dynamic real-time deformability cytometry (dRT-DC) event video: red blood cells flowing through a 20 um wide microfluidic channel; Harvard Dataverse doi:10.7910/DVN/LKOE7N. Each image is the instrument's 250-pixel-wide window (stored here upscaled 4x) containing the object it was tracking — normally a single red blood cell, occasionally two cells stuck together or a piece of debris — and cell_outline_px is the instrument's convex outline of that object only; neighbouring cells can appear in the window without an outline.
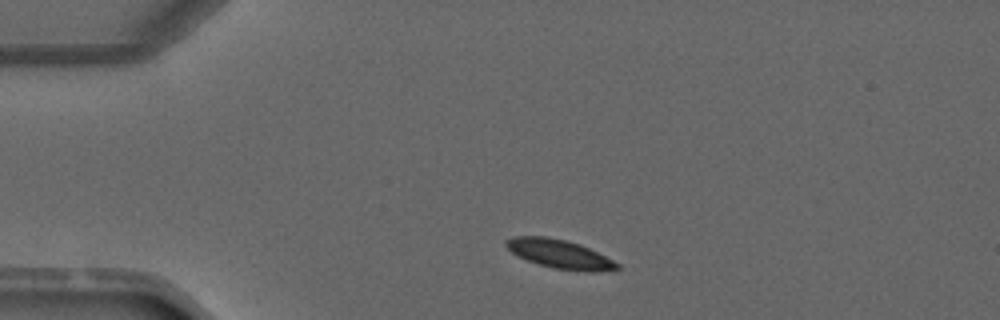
{"species": "common noctule bat (a hibernating species)", "species_latin": "Nyctalus noctula", "temperature_condition": "warm", "stored_images_in_passage": 2, "camera_frame_rate_fps": 3000, "um_per_image_px": 0.085, "animal": {"sex": "male", "forearm_length_mm": 52.5}, "frame": {"image": 1, "passage_image": 1, "time_ms": 0.0, "image_size_px": [1000, 320], "cell_outline_px": [[620, 268], [616, 272], [588, 272], [552, 268], [516, 256], [504, 244], [504, 240], [516, 236], [544, 236], [564, 240], [580, 244], [620, 264]], "centroid_in_image_um": [47.61, 21.61], "position_along_channel_um": 37.4, "area_um2": 18.73}}